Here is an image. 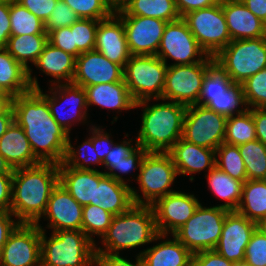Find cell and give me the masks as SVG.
<instances>
[{"instance_id":"6da1fadb","label":"cell","mask_w":266,"mask_h":266,"mask_svg":"<svg viewBox=\"0 0 266 266\" xmlns=\"http://www.w3.org/2000/svg\"><path fill=\"white\" fill-rule=\"evenodd\" d=\"M14 121L29 140L34 156L41 163L63 162L68 134L54 120L47 100L37 91L12 97Z\"/></svg>"},{"instance_id":"7a4b0ae2","label":"cell","mask_w":266,"mask_h":266,"mask_svg":"<svg viewBox=\"0 0 266 266\" xmlns=\"http://www.w3.org/2000/svg\"><path fill=\"white\" fill-rule=\"evenodd\" d=\"M58 183L59 170L56 163L14 169L11 212L20 223H39Z\"/></svg>"},{"instance_id":"3957f363","label":"cell","mask_w":266,"mask_h":266,"mask_svg":"<svg viewBox=\"0 0 266 266\" xmlns=\"http://www.w3.org/2000/svg\"><path fill=\"white\" fill-rule=\"evenodd\" d=\"M149 101L135 103V108L145 106L135 142L147 152H168L182 137L187 107L173 101L148 106Z\"/></svg>"},{"instance_id":"277c9868","label":"cell","mask_w":266,"mask_h":266,"mask_svg":"<svg viewBox=\"0 0 266 266\" xmlns=\"http://www.w3.org/2000/svg\"><path fill=\"white\" fill-rule=\"evenodd\" d=\"M167 235L159 234L151 205H133L128 211L115 215L105 234L102 244L105 249L97 248L96 253L119 254V250L133 249Z\"/></svg>"},{"instance_id":"5b68a950","label":"cell","mask_w":266,"mask_h":266,"mask_svg":"<svg viewBox=\"0 0 266 266\" xmlns=\"http://www.w3.org/2000/svg\"><path fill=\"white\" fill-rule=\"evenodd\" d=\"M41 230V266H95V243L82 230H59L47 239Z\"/></svg>"},{"instance_id":"8992f818","label":"cell","mask_w":266,"mask_h":266,"mask_svg":"<svg viewBox=\"0 0 266 266\" xmlns=\"http://www.w3.org/2000/svg\"><path fill=\"white\" fill-rule=\"evenodd\" d=\"M176 176H178L176 167L168 152H147L136 177L144 198L131 188L134 204L152 205L157 199L175 192L169 187Z\"/></svg>"},{"instance_id":"52a82bcc","label":"cell","mask_w":266,"mask_h":266,"mask_svg":"<svg viewBox=\"0 0 266 266\" xmlns=\"http://www.w3.org/2000/svg\"><path fill=\"white\" fill-rule=\"evenodd\" d=\"M167 68L157 55H131L124 66L123 80L133 100L162 99Z\"/></svg>"},{"instance_id":"ba28073f","label":"cell","mask_w":266,"mask_h":266,"mask_svg":"<svg viewBox=\"0 0 266 266\" xmlns=\"http://www.w3.org/2000/svg\"><path fill=\"white\" fill-rule=\"evenodd\" d=\"M236 84L266 68V37L232 40L215 57Z\"/></svg>"},{"instance_id":"9c48e42d","label":"cell","mask_w":266,"mask_h":266,"mask_svg":"<svg viewBox=\"0 0 266 266\" xmlns=\"http://www.w3.org/2000/svg\"><path fill=\"white\" fill-rule=\"evenodd\" d=\"M229 210L220 206L197 207L194 214L173 235L192 253L213 250L221 236Z\"/></svg>"},{"instance_id":"30bf717a","label":"cell","mask_w":266,"mask_h":266,"mask_svg":"<svg viewBox=\"0 0 266 266\" xmlns=\"http://www.w3.org/2000/svg\"><path fill=\"white\" fill-rule=\"evenodd\" d=\"M200 47L215 57L232 40L222 9V1L204 9L188 12L182 17Z\"/></svg>"},{"instance_id":"8fae6325","label":"cell","mask_w":266,"mask_h":266,"mask_svg":"<svg viewBox=\"0 0 266 266\" xmlns=\"http://www.w3.org/2000/svg\"><path fill=\"white\" fill-rule=\"evenodd\" d=\"M214 60L208 55L199 63L168 65L161 100H170L186 107L197 104L207 68Z\"/></svg>"},{"instance_id":"7c38bea8","label":"cell","mask_w":266,"mask_h":266,"mask_svg":"<svg viewBox=\"0 0 266 266\" xmlns=\"http://www.w3.org/2000/svg\"><path fill=\"white\" fill-rule=\"evenodd\" d=\"M227 117L202 106H187L182 139L216 150L225 139Z\"/></svg>"},{"instance_id":"4fadbf2b","label":"cell","mask_w":266,"mask_h":266,"mask_svg":"<svg viewBox=\"0 0 266 266\" xmlns=\"http://www.w3.org/2000/svg\"><path fill=\"white\" fill-rule=\"evenodd\" d=\"M156 55L166 65H168V57L176 62L171 65H191L202 62L208 56L200 47L182 17L178 20L167 22ZM197 55L199 58L196 59Z\"/></svg>"},{"instance_id":"5bb4252c","label":"cell","mask_w":266,"mask_h":266,"mask_svg":"<svg viewBox=\"0 0 266 266\" xmlns=\"http://www.w3.org/2000/svg\"><path fill=\"white\" fill-rule=\"evenodd\" d=\"M41 230L37 224L20 223L0 254V266H41Z\"/></svg>"},{"instance_id":"9a60e30c","label":"cell","mask_w":266,"mask_h":266,"mask_svg":"<svg viewBox=\"0 0 266 266\" xmlns=\"http://www.w3.org/2000/svg\"><path fill=\"white\" fill-rule=\"evenodd\" d=\"M55 83L56 82L54 81V83L51 84L54 85V88H49L51 89L50 94L53 91V95L51 96L46 93L44 94L41 88L37 91L47 100L50 113L53 116L54 120L59 124L62 129H64L69 134L71 131L70 127L72 126L71 121L73 122L76 120V122H81V120H87L86 117L88 114V107L86 102V92L83 87L75 85L73 83H61L60 85H57ZM63 102L66 105L70 106V108L68 110L66 109L64 111H59V109L62 110L63 108L61 107Z\"/></svg>"},{"instance_id":"2e32d148","label":"cell","mask_w":266,"mask_h":266,"mask_svg":"<svg viewBox=\"0 0 266 266\" xmlns=\"http://www.w3.org/2000/svg\"><path fill=\"white\" fill-rule=\"evenodd\" d=\"M200 202L193 194L175 191L157 199L152 205L159 234H174L194 214Z\"/></svg>"},{"instance_id":"e0dca14e","label":"cell","mask_w":266,"mask_h":266,"mask_svg":"<svg viewBox=\"0 0 266 266\" xmlns=\"http://www.w3.org/2000/svg\"><path fill=\"white\" fill-rule=\"evenodd\" d=\"M131 55H156L166 21L143 16H119Z\"/></svg>"},{"instance_id":"ac0fdd59","label":"cell","mask_w":266,"mask_h":266,"mask_svg":"<svg viewBox=\"0 0 266 266\" xmlns=\"http://www.w3.org/2000/svg\"><path fill=\"white\" fill-rule=\"evenodd\" d=\"M256 228V222L248 220L236 211H229L214 250L231 262H243L246 247Z\"/></svg>"},{"instance_id":"d6986e66","label":"cell","mask_w":266,"mask_h":266,"mask_svg":"<svg viewBox=\"0 0 266 266\" xmlns=\"http://www.w3.org/2000/svg\"><path fill=\"white\" fill-rule=\"evenodd\" d=\"M124 68L96 50L76 58L72 83L81 87L123 81Z\"/></svg>"},{"instance_id":"ffe728a7","label":"cell","mask_w":266,"mask_h":266,"mask_svg":"<svg viewBox=\"0 0 266 266\" xmlns=\"http://www.w3.org/2000/svg\"><path fill=\"white\" fill-rule=\"evenodd\" d=\"M94 50L123 68L130 59L124 24L115 12L98 23Z\"/></svg>"},{"instance_id":"44dd1931","label":"cell","mask_w":266,"mask_h":266,"mask_svg":"<svg viewBox=\"0 0 266 266\" xmlns=\"http://www.w3.org/2000/svg\"><path fill=\"white\" fill-rule=\"evenodd\" d=\"M83 206L60 183L53 189L43 216L49 219L47 228L81 230Z\"/></svg>"},{"instance_id":"7402d4cb","label":"cell","mask_w":266,"mask_h":266,"mask_svg":"<svg viewBox=\"0 0 266 266\" xmlns=\"http://www.w3.org/2000/svg\"><path fill=\"white\" fill-rule=\"evenodd\" d=\"M222 9L231 40L266 37L265 23L247 9L240 0L222 1Z\"/></svg>"},{"instance_id":"603a6c76","label":"cell","mask_w":266,"mask_h":266,"mask_svg":"<svg viewBox=\"0 0 266 266\" xmlns=\"http://www.w3.org/2000/svg\"><path fill=\"white\" fill-rule=\"evenodd\" d=\"M59 183L82 206L95 205V183L106 175L97 169L79 170L58 164Z\"/></svg>"},{"instance_id":"cb8c5ba5","label":"cell","mask_w":266,"mask_h":266,"mask_svg":"<svg viewBox=\"0 0 266 266\" xmlns=\"http://www.w3.org/2000/svg\"><path fill=\"white\" fill-rule=\"evenodd\" d=\"M176 167L177 174L200 173L208 168V172L216 164L215 150L189 143L180 138L168 151Z\"/></svg>"},{"instance_id":"d4e9b609","label":"cell","mask_w":266,"mask_h":266,"mask_svg":"<svg viewBox=\"0 0 266 266\" xmlns=\"http://www.w3.org/2000/svg\"><path fill=\"white\" fill-rule=\"evenodd\" d=\"M0 154L13 170L41 163L34 156L23 128L15 121L12 122L0 138Z\"/></svg>"},{"instance_id":"484cf974","label":"cell","mask_w":266,"mask_h":266,"mask_svg":"<svg viewBox=\"0 0 266 266\" xmlns=\"http://www.w3.org/2000/svg\"><path fill=\"white\" fill-rule=\"evenodd\" d=\"M131 188L129 184L105 175L99 183H95V206L114 216L124 213L134 205Z\"/></svg>"},{"instance_id":"4316f807","label":"cell","mask_w":266,"mask_h":266,"mask_svg":"<svg viewBox=\"0 0 266 266\" xmlns=\"http://www.w3.org/2000/svg\"><path fill=\"white\" fill-rule=\"evenodd\" d=\"M87 107L99 105L103 108L127 110L135 108V101L129 93L126 83L97 84L84 87Z\"/></svg>"},{"instance_id":"83f0119b","label":"cell","mask_w":266,"mask_h":266,"mask_svg":"<svg viewBox=\"0 0 266 266\" xmlns=\"http://www.w3.org/2000/svg\"><path fill=\"white\" fill-rule=\"evenodd\" d=\"M140 251L144 266H192L193 254L174 236Z\"/></svg>"},{"instance_id":"f1b7e54d","label":"cell","mask_w":266,"mask_h":266,"mask_svg":"<svg viewBox=\"0 0 266 266\" xmlns=\"http://www.w3.org/2000/svg\"><path fill=\"white\" fill-rule=\"evenodd\" d=\"M48 42V35L10 36L6 46L7 52L28 70V79L32 90H39L37 78L32 77L28 62L34 64Z\"/></svg>"},{"instance_id":"f546056e","label":"cell","mask_w":266,"mask_h":266,"mask_svg":"<svg viewBox=\"0 0 266 266\" xmlns=\"http://www.w3.org/2000/svg\"><path fill=\"white\" fill-rule=\"evenodd\" d=\"M115 13L118 16L153 17L166 22L181 18L175 0H121Z\"/></svg>"},{"instance_id":"4dcf8cb0","label":"cell","mask_w":266,"mask_h":266,"mask_svg":"<svg viewBox=\"0 0 266 266\" xmlns=\"http://www.w3.org/2000/svg\"><path fill=\"white\" fill-rule=\"evenodd\" d=\"M34 65L55 78L56 84H60L61 79L66 81L64 83H72L76 57L47 42Z\"/></svg>"},{"instance_id":"1f68e13d","label":"cell","mask_w":266,"mask_h":266,"mask_svg":"<svg viewBox=\"0 0 266 266\" xmlns=\"http://www.w3.org/2000/svg\"><path fill=\"white\" fill-rule=\"evenodd\" d=\"M0 88L11 97L32 90L28 70L17 62L4 47H0Z\"/></svg>"},{"instance_id":"d6a6232c","label":"cell","mask_w":266,"mask_h":266,"mask_svg":"<svg viewBox=\"0 0 266 266\" xmlns=\"http://www.w3.org/2000/svg\"><path fill=\"white\" fill-rule=\"evenodd\" d=\"M236 212L258 223L266 219V180H247Z\"/></svg>"},{"instance_id":"836d02e7","label":"cell","mask_w":266,"mask_h":266,"mask_svg":"<svg viewBox=\"0 0 266 266\" xmlns=\"http://www.w3.org/2000/svg\"><path fill=\"white\" fill-rule=\"evenodd\" d=\"M206 178H208V187L214 195L226 201L218 206L229 211H236L241 201L244 182L233 179L217 166L208 172Z\"/></svg>"},{"instance_id":"e575fe53","label":"cell","mask_w":266,"mask_h":266,"mask_svg":"<svg viewBox=\"0 0 266 266\" xmlns=\"http://www.w3.org/2000/svg\"><path fill=\"white\" fill-rule=\"evenodd\" d=\"M11 36L48 35L44 22L17 0H10Z\"/></svg>"},{"instance_id":"d590c367","label":"cell","mask_w":266,"mask_h":266,"mask_svg":"<svg viewBox=\"0 0 266 266\" xmlns=\"http://www.w3.org/2000/svg\"><path fill=\"white\" fill-rule=\"evenodd\" d=\"M238 148L246 168L247 180H266V146L255 139Z\"/></svg>"},{"instance_id":"8d00e7d4","label":"cell","mask_w":266,"mask_h":266,"mask_svg":"<svg viewBox=\"0 0 266 266\" xmlns=\"http://www.w3.org/2000/svg\"><path fill=\"white\" fill-rule=\"evenodd\" d=\"M255 139V123L248 109L242 114L227 118L224 143L239 146Z\"/></svg>"},{"instance_id":"74e56055","label":"cell","mask_w":266,"mask_h":266,"mask_svg":"<svg viewBox=\"0 0 266 266\" xmlns=\"http://www.w3.org/2000/svg\"><path fill=\"white\" fill-rule=\"evenodd\" d=\"M239 105L241 107L245 105V108L240 109L241 107ZM204 106L227 118L235 114H242L248 109L244 99L242 84L236 83H233L225 91V94L210 96V101Z\"/></svg>"},{"instance_id":"f35d334b","label":"cell","mask_w":266,"mask_h":266,"mask_svg":"<svg viewBox=\"0 0 266 266\" xmlns=\"http://www.w3.org/2000/svg\"><path fill=\"white\" fill-rule=\"evenodd\" d=\"M233 83L225 70L214 60L207 68L197 104L204 106L210 101V96L225 94Z\"/></svg>"},{"instance_id":"ab89813d","label":"cell","mask_w":266,"mask_h":266,"mask_svg":"<svg viewBox=\"0 0 266 266\" xmlns=\"http://www.w3.org/2000/svg\"><path fill=\"white\" fill-rule=\"evenodd\" d=\"M215 156V166L220 170L227 173L233 179L243 181L244 183L247 181L246 168L238 146L223 142L215 150Z\"/></svg>"},{"instance_id":"60d3db41","label":"cell","mask_w":266,"mask_h":266,"mask_svg":"<svg viewBox=\"0 0 266 266\" xmlns=\"http://www.w3.org/2000/svg\"><path fill=\"white\" fill-rule=\"evenodd\" d=\"M113 216L110 212L99 206L92 204L85 205L83 206L81 230L95 243L92 236L98 235L102 238L109 228Z\"/></svg>"},{"instance_id":"b9f144b4","label":"cell","mask_w":266,"mask_h":266,"mask_svg":"<svg viewBox=\"0 0 266 266\" xmlns=\"http://www.w3.org/2000/svg\"><path fill=\"white\" fill-rule=\"evenodd\" d=\"M79 18L103 20L116 9L113 0H63Z\"/></svg>"},{"instance_id":"7bdbcfd3","label":"cell","mask_w":266,"mask_h":266,"mask_svg":"<svg viewBox=\"0 0 266 266\" xmlns=\"http://www.w3.org/2000/svg\"><path fill=\"white\" fill-rule=\"evenodd\" d=\"M70 141V136H68L66 153L63 159V163L66 166L79 170H92V168L89 167L91 163L96 165L103 164L98 158L97 153L95 152V148L92 144V136L84 141L81 146H78L80 150H75ZM81 159L83 162L80 161Z\"/></svg>"},{"instance_id":"ee69618b","label":"cell","mask_w":266,"mask_h":266,"mask_svg":"<svg viewBox=\"0 0 266 266\" xmlns=\"http://www.w3.org/2000/svg\"><path fill=\"white\" fill-rule=\"evenodd\" d=\"M246 107L266 108V68L242 83Z\"/></svg>"},{"instance_id":"f6af8a7d","label":"cell","mask_w":266,"mask_h":266,"mask_svg":"<svg viewBox=\"0 0 266 266\" xmlns=\"http://www.w3.org/2000/svg\"><path fill=\"white\" fill-rule=\"evenodd\" d=\"M99 20L80 18L71 26L74 47L80 53L94 50Z\"/></svg>"},{"instance_id":"bcb514c9","label":"cell","mask_w":266,"mask_h":266,"mask_svg":"<svg viewBox=\"0 0 266 266\" xmlns=\"http://www.w3.org/2000/svg\"><path fill=\"white\" fill-rule=\"evenodd\" d=\"M131 141L132 139H129V141L123 140L121 144H113L112 149L105 157L102 164L110 171L104 172L106 175L124 184H127V182L116 171L121 174V164L124 161V158H127L137 148V143H135L136 146L133 147Z\"/></svg>"},{"instance_id":"7dc6e473","label":"cell","mask_w":266,"mask_h":266,"mask_svg":"<svg viewBox=\"0 0 266 266\" xmlns=\"http://www.w3.org/2000/svg\"><path fill=\"white\" fill-rule=\"evenodd\" d=\"M79 19L63 0H58L50 17L44 23L45 31L49 34L56 29L72 26Z\"/></svg>"},{"instance_id":"c3c4849f","label":"cell","mask_w":266,"mask_h":266,"mask_svg":"<svg viewBox=\"0 0 266 266\" xmlns=\"http://www.w3.org/2000/svg\"><path fill=\"white\" fill-rule=\"evenodd\" d=\"M243 262L248 266H266V237L258 228L251 235Z\"/></svg>"},{"instance_id":"681fc988","label":"cell","mask_w":266,"mask_h":266,"mask_svg":"<svg viewBox=\"0 0 266 266\" xmlns=\"http://www.w3.org/2000/svg\"><path fill=\"white\" fill-rule=\"evenodd\" d=\"M48 42L64 52L75 56L76 58L81 55L77 48L74 47V38L73 32H71V26L51 31L48 34Z\"/></svg>"},{"instance_id":"f907efd6","label":"cell","mask_w":266,"mask_h":266,"mask_svg":"<svg viewBox=\"0 0 266 266\" xmlns=\"http://www.w3.org/2000/svg\"><path fill=\"white\" fill-rule=\"evenodd\" d=\"M235 263L221 256L217 251L205 250L193 254L192 266H234Z\"/></svg>"},{"instance_id":"816d5d0a","label":"cell","mask_w":266,"mask_h":266,"mask_svg":"<svg viewBox=\"0 0 266 266\" xmlns=\"http://www.w3.org/2000/svg\"><path fill=\"white\" fill-rule=\"evenodd\" d=\"M44 23L50 17L58 0H17Z\"/></svg>"},{"instance_id":"f5cc1de1","label":"cell","mask_w":266,"mask_h":266,"mask_svg":"<svg viewBox=\"0 0 266 266\" xmlns=\"http://www.w3.org/2000/svg\"><path fill=\"white\" fill-rule=\"evenodd\" d=\"M92 133V144L95 148V152L98 158L103 163L105 157L108 155L113 146L112 139L110 140L109 134L105 133L104 130L97 128L94 125L91 128Z\"/></svg>"},{"instance_id":"db71d44e","label":"cell","mask_w":266,"mask_h":266,"mask_svg":"<svg viewBox=\"0 0 266 266\" xmlns=\"http://www.w3.org/2000/svg\"><path fill=\"white\" fill-rule=\"evenodd\" d=\"M136 263H132L119 254L96 253L95 264L97 266H144L141 255H136Z\"/></svg>"},{"instance_id":"11a10c76","label":"cell","mask_w":266,"mask_h":266,"mask_svg":"<svg viewBox=\"0 0 266 266\" xmlns=\"http://www.w3.org/2000/svg\"><path fill=\"white\" fill-rule=\"evenodd\" d=\"M11 36L10 0L0 5V47H5Z\"/></svg>"},{"instance_id":"9f6ffc18","label":"cell","mask_w":266,"mask_h":266,"mask_svg":"<svg viewBox=\"0 0 266 266\" xmlns=\"http://www.w3.org/2000/svg\"><path fill=\"white\" fill-rule=\"evenodd\" d=\"M14 214L11 211H0V254L10 234L20 224L11 219Z\"/></svg>"},{"instance_id":"6f0895ef","label":"cell","mask_w":266,"mask_h":266,"mask_svg":"<svg viewBox=\"0 0 266 266\" xmlns=\"http://www.w3.org/2000/svg\"><path fill=\"white\" fill-rule=\"evenodd\" d=\"M13 174H0V211H11Z\"/></svg>"},{"instance_id":"680465c9","label":"cell","mask_w":266,"mask_h":266,"mask_svg":"<svg viewBox=\"0 0 266 266\" xmlns=\"http://www.w3.org/2000/svg\"><path fill=\"white\" fill-rule=\"evenodd\" d=\"M176 7L181 17L188 12L212 7L220 2V0H175Z\"/></svg>"},{"instance_id":"91938a15","label":"cell","mask_w":266,"mask_h":266,"mask_svg":"<svg viewBox=\"0 0 266 266\" xmlns=\"http://www.w3.org/2000/svg\"><path fill=\"white\" fill-rule=\"evenodd\" d=\"M255 123L257 140L266 146V108H249Z\"/></svg>"},{"instance_id":"94428289","label":"cell","mask_w":266,"mask_h":266,"mask_svg":"<svg viewBox=\"0 0 266 266\" xmlns=\"http://www.w3.org/2000/svg\"><path fill=\"white\" fill-rule=\"evenodd\" d=\"M147 151L141 146L137 148L127 157L124 158V161L121 164V173L128 174L133 169L140 168L143 158Z\"/></svg>"},{"instance_id":"6125c7cd","label":"cell","mask_w":266,"mask_h":266,"mask_svg":"<svg viewBox=\"0 0 266 266\" xmlns=\"http://www.w3.org/2000/svg\"><path fill=\"white\" fill-rule=\"evenodd\" d=\"M240 2L266 24V0H240Z\"/></svg>"},{"instance_id":"be15d7a7","label":"cell","mask_w":266,"mask_h":266,"mask_svg":"<svg viewBox=\"0 0 266 266\" xmlns=\"http://www.w3.org/2000/svg\"><path fill=\"white\" fill-rule=\"evenodd\" d=\"M14 121V112L12 106H10L4 113L0 114V138L6 132L7 128Z\"/></svg>"},{"instance_id":"e7e4bbea","label":"cell","mask_w":266,"mask_h":266,"mask_svg":"<svg viewBox=\"0 0 266 266\" xmlns=\"http://www.w3.org/2000/svg\"><path fill=\"white\" fill-rule=\"evenodd\" d=\"M12 103V97L9 94H0V114L4 113Z\"/></svg>"},{"instance_id":"03108f58","label":"cell","mask_w":266,"mask_h":266,"mask_svg":"<svg viewBox=\"0 0 266 266\" xmlns=\"http://www.w3.org/2000/svg\"><path fill=\"white\" fill-rule=\"evenodd\" d=\"M0 174H13V169L1 154H0Z\"/></svg>"},{"instance_id":"003e7915","label":"cell","mask_w":266,"mask_h":266,"mask_svg":"<svg viewBox=\"0 0 266 266\" xmlns=\"http://www.w3.org/2000/svg\"><path fill=\"white\" fill-rule=\"evenodd\" d=\"M257 228L264 234L266 237V219H263L257 223Z\"/></svg>"},{"instance_id":"a7ac6f4b","label":"cell","mask_w":266,"mask_h":266,"mask_svg":"<svg viewBox=\"0 0 266 266\" xmlns=\"http://www.w3.org/2000/svg\"><path fill=\"white\" fill-rule=\"evenodd\" d=\"M234 266H248V265L244 262H239V263H235Z\"/></svg>"},{"instance_id":"89a4df30","label":"cell","mask_w":266,"mask_h":266,"mask_svg":"<svg viewBox=\"0 0 266 266\" xmlns=\"http://www.w3.org/2000/svg\"><path fill=\"white\" fill-rule=\"evenodd\" d=\"M0 94H8V93L4 92V91L0 88Z\"/></svg>"},{"instance_id":"2644e50d","label":"cell","mask_w":266,"mask_h":266,"mask_svg":"<svg viewBox=\"0 0 266 266\" xmlns=\"http://www.w3.org/2000/svg\"><path fill=\"white\" fill-rule=\"evenodd\" d=\"M115 3H116V5L121 1V0H113Z\"/></svg>"}]
</instances>
